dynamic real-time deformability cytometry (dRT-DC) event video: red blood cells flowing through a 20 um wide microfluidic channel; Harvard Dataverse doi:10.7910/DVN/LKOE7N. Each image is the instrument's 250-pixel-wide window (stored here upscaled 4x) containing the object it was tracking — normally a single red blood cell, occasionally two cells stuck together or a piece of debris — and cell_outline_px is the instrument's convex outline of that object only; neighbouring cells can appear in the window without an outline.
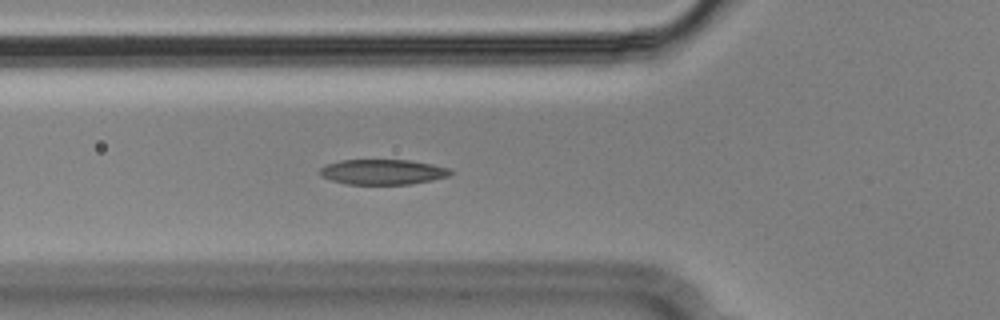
{"species": "Egyptian fruit bat (a non-hibernating species)", "species_latin": "Rousettus aegyptiacus", "temperature_condition": "cold", "stored_images_in_passage": 40, "camera_frame_rate_fps": 3000, "um_per_image_px": 0.085, "animal": {"sex": "male"}, "frame": {"image": 1, "passage_image": 11, "time_ms": 3.333, "image_size_px": [1000, 320], "cell_outline_px": [[456, 172], [448, 176], [432, 180], [408, 184], [348, 184], [332, 180], [320, 176], [320, 168], [328, 164], [340, 160], [408, 160], [432, 164], [452, 168]], "centroid_in_image_um": [32.58, 14.61], "position_along_channel_um": 93.2, "area_um2": 19.19}}
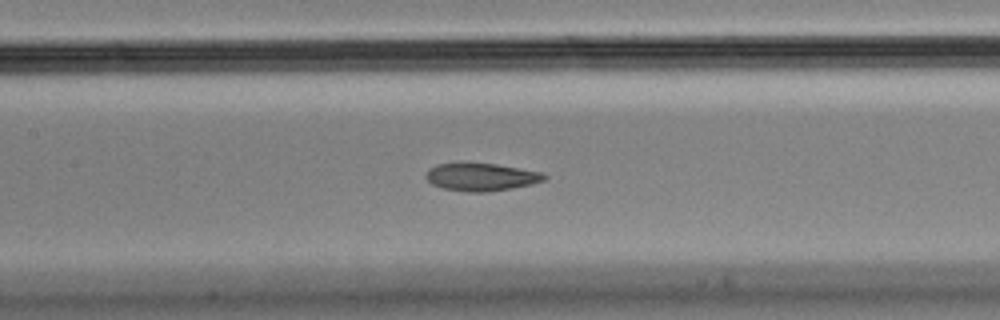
{"frame": {"image": 2, "passage_image": 17, "time_ms": 5.333, "image_size_px": [1000, 320], "cell_outline_px": [[548, 176], [544, 180], [532, 184], [512, 188], [488, 192], [468, 192], [444, 188], [432, 184], [424, 176], [428, 168], [436, 164], [460, 160], [496, 164], [544, 172]], "centroid_in_image_um": [40.86, 15.0], "position_along_channel_um": 166.5, "area_um2": 19.88}}
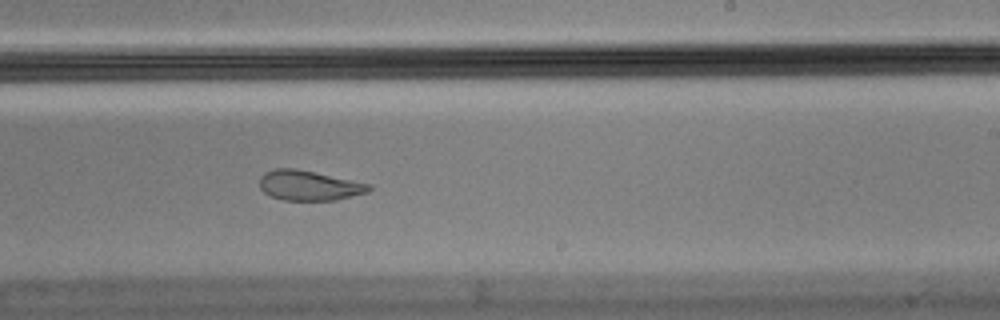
{"frame": {"image": 3, "passage_image": 25, "time_ms": 8.0, "image_size_px": [1000, 320], "cell_outline_px": [[372, 188], [368, 192], [336, 200], [284, 200], [272, 196], [264, 192], [260, 188], [260, 176], [264, 172], [276, 168], [296, 168], [372, 184]], "centroid_in_image_um": [26.28, 15.76], "position_along_channel_um": 262.7, "area_um2": 19.13}, "authors_computed_cell_mechanics": {"area_um2": 19.8254, "velocity_mm_per_s": 3.6181, "shape_relaxation_time_tau1_ms": null, "shape_relaxation_time_tau2_ms": 1.7529, "deformation_change_tau1": null, "deformation_change_tau2": 0.0711}}